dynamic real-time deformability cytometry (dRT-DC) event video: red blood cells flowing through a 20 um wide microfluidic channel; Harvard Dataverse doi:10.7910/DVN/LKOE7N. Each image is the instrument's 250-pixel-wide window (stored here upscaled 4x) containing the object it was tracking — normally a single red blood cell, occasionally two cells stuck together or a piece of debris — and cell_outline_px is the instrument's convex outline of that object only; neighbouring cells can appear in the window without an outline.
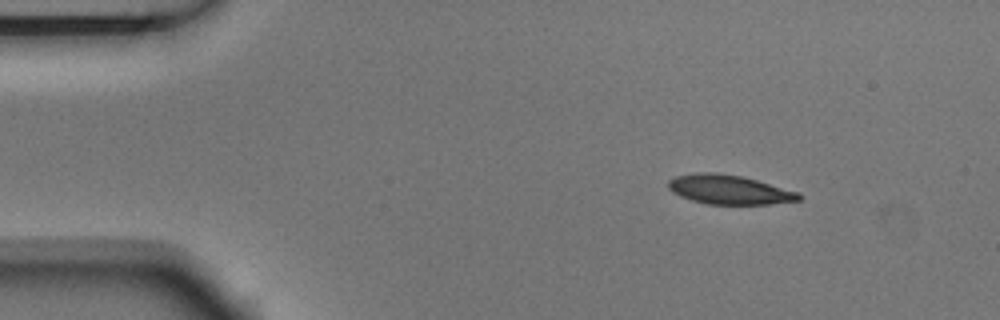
{"species": "Egyptian fruit bat (a non-hibernating species)", "species_latin": "Rousettus aegyptiacus", "temperature_condition": "room temperature", "stored_images_in_passage": 4, "camera_frame_rate_fps": 3000, "um_per_image_px": 0.085, "animal": {"sex": "male"}, "frame": {"image": 1, "passage_image": 1, "time_ms": 0.0, "image_size_px": [1000, 320], "cell_outline_px": [[804, 196], [800, 200], [768, 204], [708, 204], [692, 200], [680, 196], [672, 192], [668, 188], [668, 180], [676, 176], [700, 172], [716, 172], [740, 176], [756, 180], [800, 192]], "centroid_in_image_um": [61.99, 16.12], "position_along_channel_um": 23.0, "area_um2": 22.25}}